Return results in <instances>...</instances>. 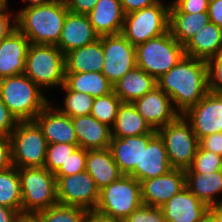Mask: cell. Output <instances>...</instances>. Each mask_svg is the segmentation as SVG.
Wrapping results in <instances>:
<instances>
[{
  "instance_id": "cell-1",
  "label": "cell",
  "mask_w": 222,
  "mask_h": 222,
  "mask_svg": "<svg viewBox=\"0 0 222 222\" xmlns=\"http://www.w3.org/2000/svg\"><path fill=\"white\" fill-rule=\"evenodd\" d=\"M157 86L171 98L174 108L184 114L209 92L207 61L185 55L157 79Z\"/></svg>"
},
{
  "instance_id": "cell-2",
  "label": "cell",
  "mask_w": 222,
  "mask_h": 222,
  "mask_svg": "<svg viewBox=\"0 0 222 222\" xmlns=\"http://www.w3.org/2000/svg\"><path fill=\"white\" fill-rule=\"evenodd\" d=\"M68 12L65 0L23 8L16 12V28L30 44L57 45Z\"/></svg>"
},
{
  "instance_id": "cell-3",
  "label": "cell",
  "mask_w": 222,
  "mask_h": 222,
  "mask_svg": "<svg viewBox=\"0 0 222 222\" xmlns=\"http://www.w3.org/2000/svg\"><path fill=\"white\" fill-rule=\"evenodd\" d=\"M43 93L24 73L0 79V98L18 121L35 120L50 103Z\"/></svg>"
},
{
  "instance_id": "cell-4",
  "label": "cell",
  "mask_w": 222,
  "mask_h": 222,
  "mask_svg": "<svg viewBox=\"0 0 222 222\" xmlns=\"http://www.w3.org/2000/svg\"><path fill=\"white\" fill-rule=\"evenodd\" d=\"M24 74L41 89L59 88L65 82V54L56 45L30 44Z\"/></svg>"
},
{
  "instance_id": "cell-5",
  "label": "cell",
  "mask_w": 222,
  "mask_h": 222,
  "mask_svg": "<svg viewBox=\"0 0 222 222\" xmlns=\"http://www.w3.org/2000/svg\"><path fill=\"white\" fill-rule=\"evenodd\" d=\"M142 204L141 183L130 175H122L99 191L95 211L123 222Z\"/></svg>"
},
{
  "instance_id": "cell-6",
  "label": "cell",
  "mask_w": 222,
  "mask_h": 222,
  "mask_svg": "<svg viewBox=\"0 0 222 222\" xmlns=\"http://www.w3.org/2000/svg\"><path fill=\"white\" fill-rule=\"evenodd\" d=\"M136 63L156 80L166 74L184 56L185 49L170 31L135 47Z\"/></svg>"
},
{
  "instance_id": "cell-7",
  "label": "cell",
  "mask_w": 222,
  "mask_h": 222,
  "mask_svg": "<svg viewBox=\"0 0 222 222\" xmlns=\"http://www.w3.org/2000/svg\"><path fill=\"white\" fill-rule=\"evenodd\" d=\"M22 212H39L58 204L56 178L45 167L18 169Z\"/></svg>"
},
{
  "instance_id": "cell-8",
  "label": "cell",
  "mask_w": 222,
  "mask_h": 222,
  "mask_svg": "<svg viewBox=\"0 0 222 222\" xmlns=\"http://www.w3.org/2000/svg\"><path fill=\"white\" fill-rule=\"evenodd\" d=\"M9 137L13 166L44 167L48 143L35 120L19 121Z\"/></svg>"
},
{
  "instance_id": "cell-9",
  "label": "cell",
  "mask_w": 222,
  "mask_h": 222,
  "mask_svg": "<svg viewBox=\"0 0 222 222\" xmlns=\"http://www.w3.org/2000/svg\"><path fill=\"white\" fill-rule=\"evenodd\" d=\"M157 133L164 141L170 166L188 169L199 147V140L191 123L180 114L174 121L159 128Z\"/></svg>"
},
{
  "instance_id": "cell-10",
  "label": "cell",
  "mask_w": 222,
  "mask_h": 222,
  "mask_svg": "<svg viewBox=\"0 0 222 222\" xmlns=\"http://www.w3.org/2000/svg\"><path fill=\"white\" fill-rule=\"evenodd\" d=\"M170 6L159 3L125 15L121 34L138 46L169 31Z\"/></svg>"
},
{
  "instance_id": "cell-11",
  "label": "cell",
  "mask_w": 222,
  "mask_h": 222,
  "mask_svg": "<svg viewBox=\"0 0 222 222\" xmlns=\"http://www.w3.org/2000/svg\"><path fill=\"white\" fill-rule=\"evenodd\" d=\"M59 204L95 210L99 189L86 171L69 176H55Z\"/></svg>"
},
{
  "instance_id": "cell-12",
  "label": "cell",
  "mask_w": 222,
  "mask_h": 222,
  "mask_svg": "<svg viewBox=\"0 0 222 222\" xmlns=\"http://www.w3.org/2000/svg\"><path fill=\"white\" fill-rule=\"evenodd\" d=\"M102 74L114 85L137 66L136 49L121 33L102 36Z\"/></svg>"
},
{
  "instance_id": "cell-13",
  "label": "cell",
  "mask_w": 222,
  "mask_h": 222,
  "mask_svg": "<svg viewBox=\"0 0 222 222\" xmlns=\"http://www.w3.org/2000/svg\"><path fill=\"white\" fill-rule=\"evenodd\" d=\"M183 116L191 123L198 140L222 132V93L208 92Z\"/></svg>"
},
{
  "instance_id": "cell-14",
  "label": "cell",
  "mask_w": 222,
  "mask_h": 222,
  "mask_svg": "<svg viewBox=\"0 0 222 222\" xmlns=\"http://www.w3.org/2000/svg\"><path fill=\"white\" fill-rule=\"evenodd\" d=\"M133 105L154 130L166 126L180 115L171 98L158 86L135 100Z\"/></svg>"
},
{
  "instance_id": "cell-15",
  "label": "cell",
  "mask_w": 222,
  "mask_h": 222,
  "mask_svg": "<svg viewBox=\"0 0 222 222\" xmlns=\"http://www.w3.org/2000/svg\"><path fill=\"white\" fill-rule=\"evenodd\" d=\"M185 187V171L172 168L167 173L141 182L142 203L162 207Z\"/></svg>"
},
{
  "instance_id": "cell-16",
  "label": "cell",
  "mask_w": 222,
  "mask_h": 222,
  "mask_svg": "<svg viewBox=\"0 0 222 222\" xmlns=\"http://www.w3.org/2000/svg\"><path fill=\"white\" fill-rule=\"evenodd\" d=\"M29 40L17 28L0 42V79L25 72Z\"/></svg>"
},
{
  "instance_id": "cell-17",
  "label": "cell",
  "mask_w": 222,
  "mask_h": 222,
  "mask_svg": "<svg viewBox=\"0 0 222 222\" xmlns=\"http://www.w3.org/2000/svg\"><path fill=\"white\" fill-rule=\"evenodd\" d=\"M50 102L35 118L47 140L51 143L77 144L71 117L61 113Z\"/></svg>"
},
{
  "instance_id": "cell-18",
  "label": "cell",
  "mask_w": 222,
  "mask_h": 222,
  "mask_svg": "<svg viewBox=\"0 0 222 222\" xmlns=\"http://www.w3.org/2000/svg\"><path fill=\"white\" fill-rule=\"evenodd\" d=\"M94 27L89 21L87 14H75L68 12L56 45L64 54L83 47L99 39Z\"/></svg>"
},
{
  "instance_id": "cell-19",
  "label": "cell",
  "mask_w": 222,
  "mask_h": 222,
  "mask_svg": "<svg viewBox=\"0 0 222 222\" xmlns=\"http://www.w3.org/2000/svg\"><path fill=\"white\" fill-rule=\"evenodd\" d=\"M161 210L166 222H199L209 207L185 186Z\"/></svg>"
},
{
  "instance_id": "cell-20",
  "label": "cell",
  "mask_w": 222,
  "mask_h": 222,
  "mask_svg": "<svg viewBox=\"0 0 222 222\" xmlns=\"http://www.w3.org/2000/svg\"><path fill=\"white\" fill-rule=\"evenodd\" d=\"M156 133L124 138L112 137L109 149L123 175H129L135 168H141L143 145H148Z\"/></svg>"
},
{
  "instance_id": "cell-21",
  "label": "cell",
  "mask_w": 222,
  "mask_h": 222,
  "mask_svg": "<svg viewBox=\"0 0 222 222\" xmlns=\"http://www.w3.org/2000/svg\"><path fill=\"white\" fill-rule=\"evenodd\" d=\"M171 169L164 141L156 133L148 145H143L141 168H135L129 175L141 183L144 180L161 176Z\"/></svg>"
},
{
  "instance_id": "cell-22",
  "label": "cell",
  "mask_w": 222,
  "mask_h": 222,
  "mask_svg": "<svg viewBox=\"0 0 222 222\" xmlns=\"http://www.w3.org/2000/svg\"><path fill=\"white\" fill-rule=\"evenodd\" d=\"M77 145L85 150L105 149L110 146L111 127L99 122L91 114L71 117Z\"/></svg>"
},
{
  "instance_id": "cell-23",
  "label": "cell",
  "mask_w": 222,
  "mask_h": 222,
  "mask_svg": "<svg viewBox=\"0 0 222 222\" xmlns=\"http://www.w3.org/2000/svg\"><path fill=\"white\" fill-rule=\"evenodd\" d=\"M87 16L95 32L101 37L121 33L125 13L120 0H99Z\"/></svg>"
},
{
  "instance_id": "cell-24",
  "label": "cell",
  "mask_w": 222,
  "mask_h": 222,
  "mask_svg": "<svg viewBox=\"0 0 222 222\" xmlns=\"http://www.w3.org/2000/svg\"><path fill=\"white\" fill-rule=\"evenodd\" d=\"M103 64L102 36L90 44L65 54V73H102Z\"/></svg>"
},
{
  "instance_id": "cell-25",
  "label": "cell",
  "mask_w": 222,
  "mask_h": 222,
  "mask_svg": "<svg viewBox=\"0 0 222 222\" xmlns=\"http://www.w3.org/2000/svg\"><path fill=\"white\" fill-rule=\"evenodd\" d=\"M85 171L94 179L99 190L118 180L123 175L115 163L109 147L87 150Z\"/></svg>"
},
{
  "instance_id": "cell-26",
  "label": "cell",
  "mask_w": 222,
  "mask_h": 222,
  "mask_svg": "<svg viewBox=\"0 0 222 222\" xmlns=\"http://www.w3.org/2000/svg\"><path fill=\"white\" fill-rule=\"evenodd\" d=\"M185 55L208 61L222 49V28L213 22L203 26L184 47Z\"/></svg>"
},
{
  "instance_id": "cell-27",
  "label": "cell",
  "mask_w": 222,
  "mask_h": 222,
  "mask_svg": "<svg viewBox=\"0 0 222 222\" xmlns=\"http://www.w3.org/2000/svg\"><path fill=\"white\" fill-rule=\"evenodd\" d=\"M208 12L185 13L175 5L169 9V31L180 45L185 47L193 36L208 22Z\"/></svg>"
},
{
  "instance_id": "cell-28",
  "label": "cell",
  "mask_w": 222,
  "mask_h": 222,
  "mask_svg": "<svg viewBox=\"0 0 222 222\" xmlns=\"http://www.w3.org/2000/svg\"><path fill=\"white\" fill-rule=\"evenodd\" d=\"M156 86L157 80L136 66L113 85V91L123 103H133Z\"/></svg>"
},
{
  "instance_id": "cell-29",
  "label": "cell",
  "mask_w": 222,
  "mask_h": 222,
  "mask_svg": "<svg viewBox=\"0 0 222 222\" xmlns=\"http://www.w3.org/2000/svg\"><path fill=\"white\" fill-rule=\"evenodd\" d=\"M148 133H157L149 123L139 114L133 103H121L117 117L111 127V136L124 138L142 136Z\"/></svg>"
},
{
  "instance_id": "cell-30",
  "label": "cell",
  "mask_w": 222,
  "mask_h": 222,
  "mask_svg": "<svg viewBox=\"0 0 222 222\" xmlns=\"http://www.w3.org/2000/svg\"><path fill=\"white\" fill-rule=\"evenodd\" d=\"M185 186L209 208L222 202V198L216 197L222 192V170L206 174L185 173Z\"/></svg>"
},
{
  "instance_id": "cell-31",
  "label": "cell",
  "mask_w": 222,
  "mask_h": 222,
  "mask_svg": "<svg viewBox=\"0 0 222 222\" xmlns=\"http://www.w3.org/2000/svg\"><path fill=\"white\" fill-rule=\"evenodd\" d=\"M64 85L72 91L97 98L113 92V84L98 72L65 73Z\"/></svg>"
},
{
  "instance_id": "cell-32",
  "label": "cell",
  "mask_w": 222,
  "mask_h": 222,
  "mask_svg": "<svg viewBox=\"0 0 222 222\" xmlns=\"http://www.w3.org/2000/svg\"><path fill=\"white\" fill-rule=\"evenodd\" d=\"M0 205L22 211L20 179L15 166L0 171Z\"/></svg>"
},
{
  "instance_id": "cell-33",
  "label": "cell",
  "mask_w": 222,
  "mask_h": 222,
  "mask_svg": "<svg viewBox=\"0 0 222 222\" xmlns=\"http://www.w3.org/2000/svg\"><path fill=\"white\" fill-rule=\"evenodd\" d=\"M66 94L64 97V106L57 108L61 113L69 117H78L91 114V108L94 98L86 93L69 90L64 84L60 87Z\"/></svg>"
},
{
  "instance_id": "cell-34",
  "label": "cell",
  "mask_w": 222,
  "mask_h": 222,
  "mask_svg": "<svg viewBox=\"0 0 222 222\" xmlns=\"http://www.w3.org/2000/svg\"><path fill=\"white\" fill-rule=\"evenodd\" d=\"M121 99L113 92L94 98L91 115L99 122L112 127L115 123Z\"/></svg>"
},
{
  "instance_id": "cell-35",
  "label": "cell",
  "mask_w": 222,
  "mask_h": 222,
  "mask_svg": "<svg viewBox=\"0 0 222 222\" xmlns=\"http://www.w3.org/2000/svg\"><path fill=\"white\" fill-rule=\"evenodd\" d=\"M87 211L84 208L58 203L38 213L43 222H83Z\"/></svg>"
},
{
  "instance_id": "cell-36",
  "label": "cell",
  "mask_w": 222,
  "mask_h": 222,
  "mask_svg": "<svg viewBox=\"0 0 222 222\" xmlns=\"http://www.w3.org/2000/svg\"><path fill=\"white\" fill-rule=\"evenodd\" d=\"M219 170H222V156L208 150H203L199 146L191 166L184 171L185 173L206 174Z\"/></svg>"
},
{
  "instance_id": "cell-37",
  "label": "cell",
  "mask_w": 222,
  "mask_h": 222,
  "mask_svg": "<svg viewBox=\"0 0 222 222\" xmlns=\"http://www.w3.org/2000/svg\"><path fill=\"white\" fill-rule=\"evenodd\" d=\"M77 147V144L68 143L48 144L44 167L50 172L55 173Z\"/></svg>"
},
{
  "instance_id": "cell-38",
  "label": "cell",
  "mask_w": 222,
  "mask_h": 222,
  "mask_svg": "<svg viewBox=\"0 0 222 222\" xmlns=\"http://www.w3.org/2000/svg\"><path fill=\"white\" fill-rule=\"evenodd\" d=\"M87 159V150L77 147L68 156L65 163L54 173L55 176H69L85 171Z\"/></svg>"
},
{
  "instance_id": "cell-39",
  "label": "cell",
  "mask_w": 222,
  "mask_h": 222,
  "mask_svg": "<svg viewBox=\"0 0 222 222\" xmlns=\"http://www.w3.org/2000/svg\"><path fill=\"white\" fill-rule=\"evenodd\" d=\"M123 222H166L160 207L142 204L135 209Z\"/></svg>"
},
{
  "instance_id": "cell-40",
  "label": "cell",
  "mask_w": 222,
  "mask_h": 222,
  "mask_svg": "<svg viewBox=\"0 0 222 222\" xmlns=\"http://www.w3.org/2000/svg\"><path fill=\"white\" fill-rule=\"evenodd\" d=\"M208 66V91L222 93V53L210 58Z\"/></svg>"
},
{
  "instance_id": "cell-41",
  "label": "cell",
  "mask_w": 222,
  "mask_h": 222,
  "mask_svg": "<svg viewBox=\"0 0 222 222\" xmlns=\"http://www.w3.org/2000/svg\"><path fill=\"white\" fill-rule=\"evenodd\" d=\"M18 122L0 98V135L10 136Z\"/></svg>"
},
{
  "instance_id": "cell-42",
  "label": "cell",
  "mask_w": 222,
  "mask_h": 222,
  "mask_svg": "<svg viewBox=\"0 0 222 222\" xmlns=\"http://www.w3.org/2000/svg\"><path fill=\"white\" fill-rule=\"evenodd\" d=\"M7 10V7H0V42L16 29V13Z\"/></svg>"
},
{
  "instance_id": "cell-43",
  "label": "cell",
  "mask_w": 222,
  "mask_h": 222,
  "mask_svg": "<svg viewBox=\"0 0 222 222\" xmlns=\"http://www.w3.org/2000/svg\"><path fill=\"white\" fill-rule=\"evenodd\" d=\"M175 6L185 13L208 12L209 0H179Z\"/></svg>"
},
{
  "instance_id": "cell-44",
  "label": "cell",
  "mask_w": 222,
  "mask_h": 222,
  "mask_svg": "<svg viewBox=\"0 0 222 222\" xmlns=\"http://www.w3.org/2000/svg\"><path fill=\"white\" fill-rule=\"evenodd\" d=\"M13 166L11 153V140L9 136L0 135V171Z\"/></svg>"
},
{
  "instance_id": "cell-45",
  "label": "cell",
  "mask_w": 222,
  "mask_h": 222,
  "mask_svg": "<svg viewBox=\"0 0 222 222\" xmlns=\"http://www.w3.org/2000/svg\"><path fill=\"white\" fill-rule=\"evenodd\" d=\"M199 146L222 156V132L207 135L199 140Z\"/></svg>"
},
{
  "instance_id": "cell-46",
  "label": "cell",
  "mask_w": 222,
  "mask_h": 222,
  "mask_svg": "<svg viewBox=\"0 0 222 222\" xmlns=\"http://www.w3.org/2000/svg\"><path fill=\"white\" fill-rule=\"evenodd\" d=\"M99 0H65L69 12L75 14H88L93 10Z\"/></svg>"
},
{
  "instance_id": "cell-47",
  "label": "cell",
  "mask_w": 222,
  "mask_h": 222,
  "mask_svg": "<svg viewBox=\"0 0 222 222\" xmlns=\"http://www.w3.org/2000/svg\"><path fill=\"white\" fill-rule=\"evenodd\" d=\"M161 0H120L122 9L126 14L141 10L159 3Z\"/></svg>"
},
{
  "instance_id": "cell-48",
  "label": "cell",
  "mask_w": 222,
  "mask_h": 222,
  "mask_svg": "<svg viewBox=\"0 0 222 222\" xmlns=\"http://www.w3.org/2000/svg\"><path fill=\"white\" fill-rule=\"evenodd\" d=\"M208 14L210 22L222 28V0H209Z\"/></svg>"
},
{
  "instance_id": "cell-49",
  "label": "cell",
  "mask_w": 222,
  "mask_h": 222,
  "mask_svg": "<svg viewBox=\"0 0 222 222\" xmlns=\"http://www.w3.org/2000/svg\"><path fill=\"white\" fill-rule=\"evenodd\" d=\"M83 222H120L117 220H113L108 216H105L95 210L87 211Z\"/></svg>"
},
{
  "instance_id": "cell-50",
  "label": "cell",
  "mask_w": 222,
  "mask_h": 222,
  "mask_svg": "<svg viewBox=\"0 0 222 222\" xmlns=\"http://www.w3.org/2000/svg\"><path fill=\"white\" fill-rule=\"evenodd\" d=\"M14 222H43L38 212H19Z\"/></svg>"
},
{
  "instance_id": "cell-51",
  "label": "cell",
  "mask_w": 222,
  "mask_h": 222,
  "mask_svg": "<svg viewBox=\"0 0 222 222\" xmlns=\"http://www.w3.org/2000/svg\"><path fill=\"white\" fill-rule=\"evenodd\" d=\"M18 213L15 209L0 205V222H14Z\"/></svg>"
},
{
  "instance_id": "cell-52",
  "label": "cell",
  "mask_w": 222,
  "mask_h": 222,
  "mask_svg": "<svg viewBox=\"0 0 222 222\" xmlns=\"http://www.w3.org/2000/svg\"><path fill=\"white\" fill-rule=\"evenodd\" d=\"M209 210L215 215L217 222H222V202L211 206Z\"/></svg>"
},
{
  "instance_id": "cell-53",
  "label": "cell",
  "mask_w": 222,
  "mask_h": 222,
  "mask_svg": "<svg viewBox=\"0 0 222 222\" xmlns=\"http://www.w3.org/2000/svg\"><path fill=\"white\" fill-rule=\"evenodd\" d=\"M22 1H24L25 3H28L24 7V8H27V7H31V6H39V5L51 3L54 0H22Z\"/></svg>"
},
{
  "instance_id": "cell-54",
  "label": "cell",
  "mask_w": 222,
  "mask_h": 222,
  "mask_svg": "<svg viewBox=\"0 0 222 222\" xmlns=\"http://www.w3.org/2000/svg\"><path fill=\"white\" fill-rule=\"evenodd\" d=\"M199 222H217L215 215L208 210L205 215L199 220Z\"/></svg>"
},
{
  "instance_id": "cell-55",
  "label": "cell",
  "mask_w": 222,
  "mask_h": 222,
  "mask_svg": "<svg viewBox=\"0 0 222 222\" xmlns=\"http://www.w3.org/2000/svg\"><path fill=\"white\" fill-rule=\"evenodd\" d=\"M0 7H9L8 0H0Z\"/></svg>"
},
{
  "instance_id": "cell-56",
  "label": "cell",
  "mask_w": 222,
  "mask_h": 222,
  "mask_svg": "<svg viewBox=\"0 0 222 222\" xmlns=\"http://www.w3.org/2000/svg\"><path fill=\"white\" fill-rule=\"evenodd\" d=\"M178 1H179V0H174V1H172L171 3H169L168 5H169V6H173V5H175Z\"/></svg>"
}]
</instances>
